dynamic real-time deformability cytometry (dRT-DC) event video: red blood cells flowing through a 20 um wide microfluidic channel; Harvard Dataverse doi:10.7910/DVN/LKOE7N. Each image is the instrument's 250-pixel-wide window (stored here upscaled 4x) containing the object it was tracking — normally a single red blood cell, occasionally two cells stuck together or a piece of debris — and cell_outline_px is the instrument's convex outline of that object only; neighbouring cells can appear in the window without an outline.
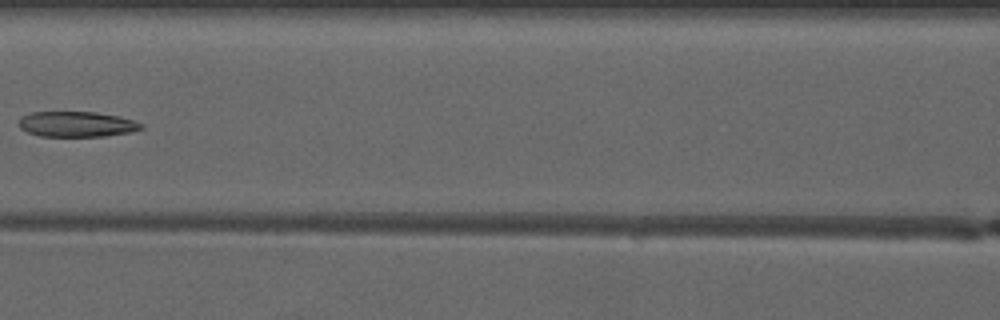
{"species": "common noctule bat (a hibernating species)", "species_latin": "Nyctalus noctula", "temperature_condition": "warm", "stored_images_in_passage": 7, "camera_frame_rate_fps": 3000, "um_per_image_px": 0.085, "animal": {"sex": "male", "forearm_length_mm": 52.5}, "frame": {"image": 1, "passage_image": 6, "time_ms": 6.0, "image_size_px": [1000, 320], "cell_outline_px": [[144, 128], [132, 132], [104, 136], [40, 136], [28, 132], [20, 128], [20, 116], [32, 112], [96, 112], [120, 116], [144, 124]], "centroid_in_image_um": [6.55, 10.55], "position_along_channel_um": 160.0, "area_um2": 18.15}}
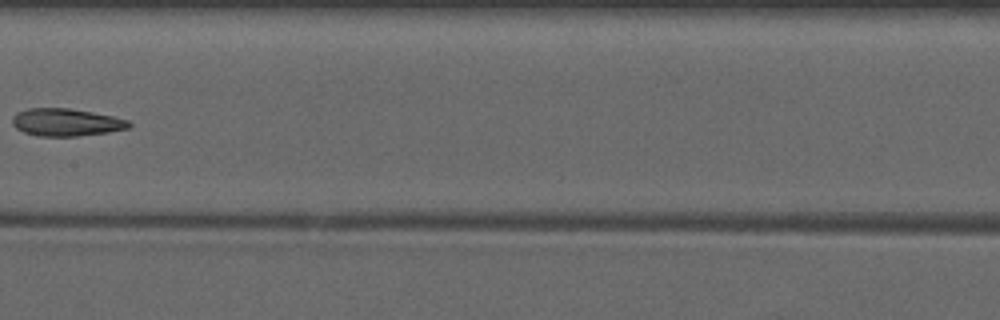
{"frame": {"image": 2, "passage_image": 7, "time_ms": 7.0, "image_size_px": [1000, 320], "cell_outline_px": [[132, 124], [128, 128], [108, 132], [76, 136], [40, 136], [24, 132], [16, 128], [12, 124], [12, 116], [16, 112], [28, 108], [68, 108], [92, 112], [112, 116], [128, 120]], "centroid_in_image_um": [5.59, 10.39], "position_along_channel_um": 201.8, "area_um2": 18.67}}